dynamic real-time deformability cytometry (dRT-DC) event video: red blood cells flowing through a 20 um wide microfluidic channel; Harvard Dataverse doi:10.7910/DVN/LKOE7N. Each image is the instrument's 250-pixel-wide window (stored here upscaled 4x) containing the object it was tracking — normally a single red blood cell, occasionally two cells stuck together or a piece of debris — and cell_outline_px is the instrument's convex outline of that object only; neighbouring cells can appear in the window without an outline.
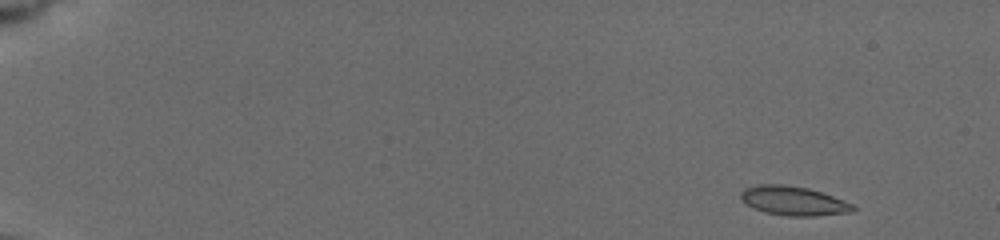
{"species": "common noctule bat (a hibernating species)", "species_latin": "Nyctalus noctula", "temperature_condition": "cold", "stored_images_in_passage": 38, "camera_frame_rate_fps": 3000, "um_per_image_px": 0.085, "animal": {"sex": "female", "body_mass_g": 19.5, "forearm_length_mm": 54.1}, "frame": {"image": 1, "passage_image": 1, "time_ms": 0.0, "image_size_px": [1000, 240], "cell_outline_px": [[856, 208], [848, 212], [816, 216], [788, 216], [764, 212], [740, 200], [740, 192], [744, 188], [760, 184], [780, 184], [808, 188], [832, 196], [852, 204]], "centroid_in_image_um": [67.4, 17.07], "position_along_channel_um": 17.6, "area_um2": 18.79}}
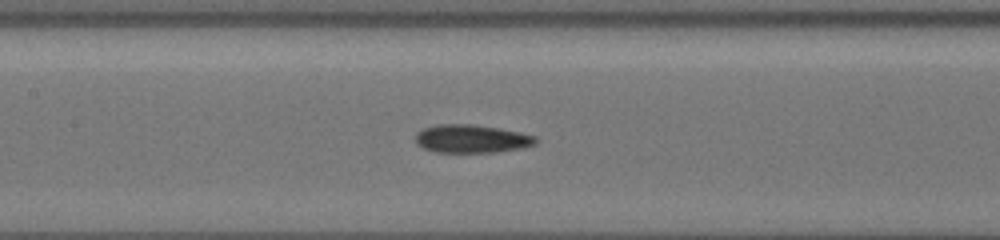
{"frame": {"image": 2, "passage_image": 22, "time_ms": 8.0, "image_size_px": [1000, 240], "cell_outline_px": [[536, 144], [520, 148], [496, 152], [436, 152], [424, 148], [416, 144], [416, 132], [424, 128], [436, 124], [468, 124], [496, 128], [536, 136]], "centroid_in_image_um": [40.03, 11.8], "position_along_channel_um": 167.4, "area_um2": 19.48}}
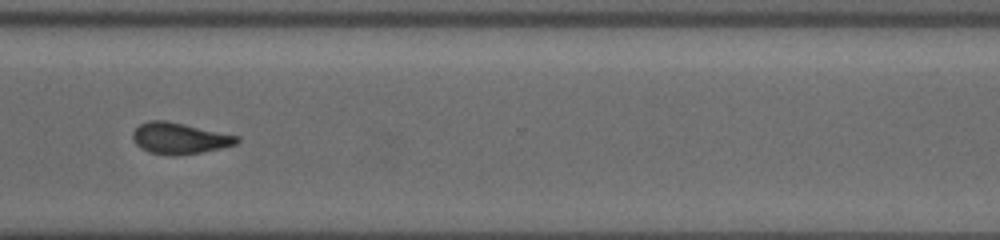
{"frame": {"image": 3, "passage_image": 37, "time_ms": 13.0, "image_size_px": [1000, 240], "cell_outline_px": [[240, 140], [236, 144], [204, 152], [176, 156], [168, 156], [148, 152], [140, 148], [136, 144], [132, 136], [132, 132], [140, 124], [148, 120], [168, 120], [240, 136]], "centroid_in_image_um": [15.25, 11.76], "position_along_channel_um": 355.3, "area_um2": 19.31}}